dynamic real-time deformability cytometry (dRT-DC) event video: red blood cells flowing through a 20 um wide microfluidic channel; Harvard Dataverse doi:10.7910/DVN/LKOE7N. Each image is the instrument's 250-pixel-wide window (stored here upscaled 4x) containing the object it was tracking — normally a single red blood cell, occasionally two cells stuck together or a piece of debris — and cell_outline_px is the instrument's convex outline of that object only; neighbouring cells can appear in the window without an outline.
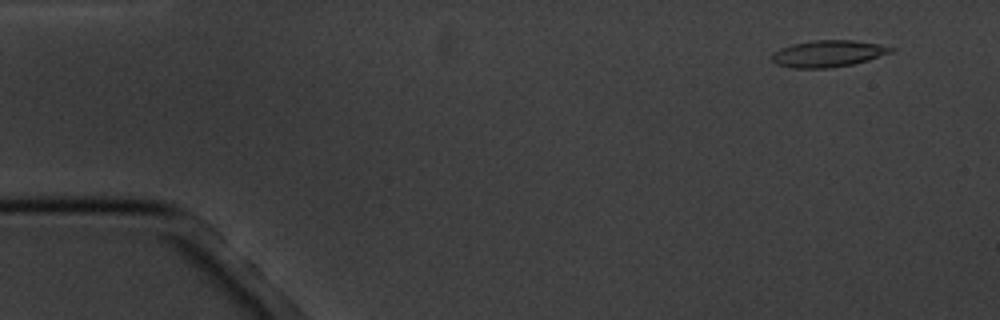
{"species": "common noctule bat (a hibernating species)", "species_latin": "Nyctalus noctula", "temperature_condition": "cold", "stored_images_in_passage": 6, "camera_frame_rate_fps": 3000, "um_per_image_px": 0.085, "animal": {"sex": "male", "body_mass_g": 20.1, "forearm_length_mm": 53.5}, "frame": {"image": 1, "passage_image": 2, "time_ms": 1.0, "image_size_px": [1000, 320], "cell_outline_px": [[896, 48], [892, 52], [868, 60], [852, 64], [828, 68], [792, 68], [776, 64], [772, 60], [772, 52], [780, 48], [792, 44], [812, 40], [852, 40], [880, 44]], "centroid_in_image_um": [70.37, 4.55], "position_along_channel_um": 14.6, "area_um2": 18.55}}
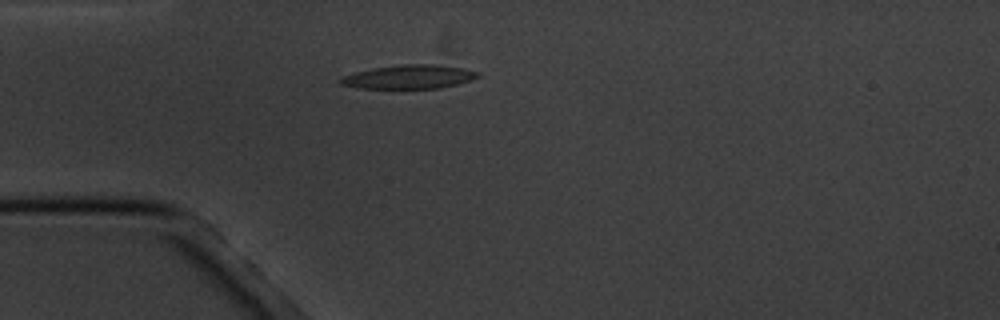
{"frame": {"image": 2, "passage_image": 5, "time_ms": 4.667, "image_size_px": [1000, 320], "cell_outline_px": [[480, 76], [456, 84], [440, 88], [356, 88], [340, 84], [340, 76], [372, 68], [400, 64], [432, 64], [464, 68], [480, 72]], "centroid_in_image_um": [34.74, 6.52], "position_along_channel_um": 50.3, "area_um2": 19.02}}